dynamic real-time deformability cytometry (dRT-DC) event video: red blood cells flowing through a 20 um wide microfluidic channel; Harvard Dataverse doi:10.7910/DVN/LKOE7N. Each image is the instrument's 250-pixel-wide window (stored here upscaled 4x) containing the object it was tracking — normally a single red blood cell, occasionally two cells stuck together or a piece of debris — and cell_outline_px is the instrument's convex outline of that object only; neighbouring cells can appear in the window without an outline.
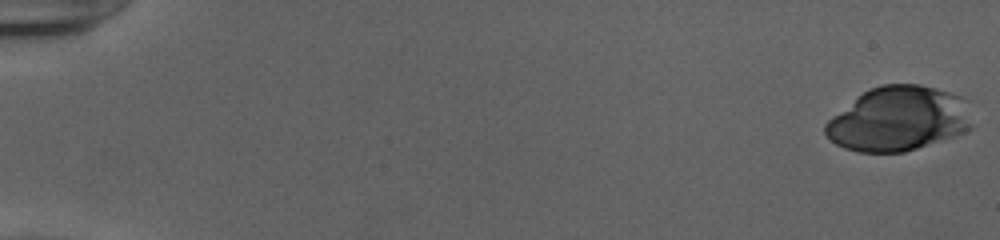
{"species": "human", "species_latin": "Homo sapiens", "temperature_condition": "cold", "stored_images_in_passage": 21, "camera_frame_rate_fps": 3000, "um_per_image_px": 0.085, "donor": {"sex": "female"}, "frame": {"image": 1, "passage_image": 1, "time_ms": 0.0, "image_size_px": [1000, 240], "cell_outline_px": [[972, 128], [964, 132], [904, 152], [856, 152], [844, 148], [836, 144], [824, 132], [824, 124], [832, 116], [868, 88], [880, 84], [920, 84], [948, 92], [960, 96], [972, 124]], "centroid_in_image_um": [76.3, 10.1], "position_along_channel_um": 8.7, "area_um2": 54.51}}
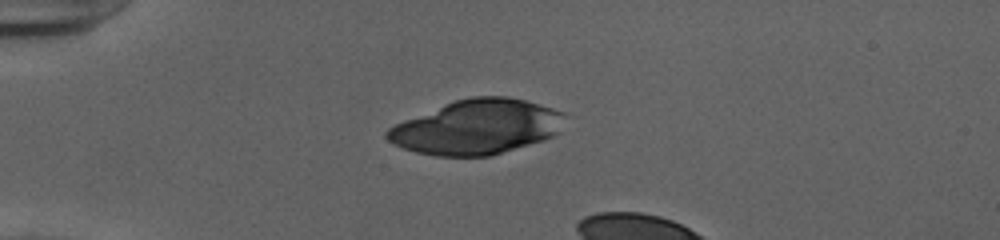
{"frame": {"image": 2, "passage_image": 15, "time_ms": 4.667, "image_size_px": [1000, 240], "cell_outline_px": [[564, 112], [560, 132], [544, 140], [488, 156], [436, 156], [416, 152], [404, 148], [388, 140], [384, 136], [384, 132], [388, 128], [404, 120], [444, 104], [456, 100], [472, 96], [508, 96], [524, 100], [552, 108]], "centroid_in_image_um": [40.52, 10.79], "position_along_channel_um": 44.5, "area_um2": 56.12}}